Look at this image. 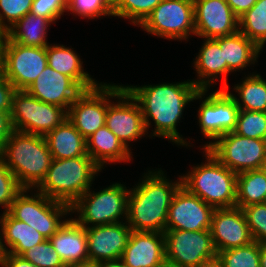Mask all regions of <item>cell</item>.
I'll return each instance as SVG.
<instances>
[{
    "label": "cell",
    "instance_id": "6da1fadb",
    "mask_svg": "<svg viewBox=\"0 0 266 267\" xmlns=\"http://www.w3.org/2000/svg\"><path fill=\"white\" fill-rule=\"evenodd\" d=\"M124 87L139 103L147 131L151 125L150 118L154 121L151 137H163L180 146L190 145L177 131V123L188 102L203 99L209 89H199L192 80Z\"/></svg>",
    "mask_w": 266,
    "mask_h": 267
},
{
    "label": "cell",
    "instance_id": "7a4b0ae2",
    "mask_svg": "<svg viewBox=\"0 0 266 267\" xmlns=\"http://www.w3.org/2000/svg\"><path fill=\"white\" fill-rule=\"evenodd\" d=\"M166 179L164 172L149 170L139 184L129 189L126 222L132 231L164 233L168 210L182 178Z\"/></svg>",
    "mask_w": 266,
    "mask_h": 267
},
{
    "label": "cell",
    "instance_id": "3957f363",
    "mask_svg": "<svg viewBox=\"0 0 266 267\" xmlns=\"http://www.w3.org/2000/svg\"><path fill=\"white\" fill-rule=\"evenodd\" d=\"M0 158L23 189H36L52 161L44 136L16 130L0 147Z\"/></svg>",
    "mask_w": 266,
    "mask_h": 267
},
{
    "label": "cell",
    "instance_id": "277c9868",
    "mask_svg": "<svg viewBox=\"0 0 266 267\" xmlns=\"http://www.w3.org/2000/svg\"><path fill=\"white\" fill-rule=\"evenodd\" d=\"M100 170L90 156L52 159L37 190L52 200L71 206L92 186Z\"/></svg>",
    "mask_w": 266,
    "mask_h": 267
},
{
    "label": "cell",
    "instance_id": "5b68a950",
    "mask_svg": "<svg viewBox=\"0 0 266 267\" xmlns=\"http://www.w3.org/2000/svg\"><path fill=\"white\" fill-rule=\"evenodd\" d=\"M203 150L207 163L181 175L182 186L214 208L235 207L237 174L220 163L208 149Z\"/></svg>",
    "mask_w": 266,
    "mask_h": 267
},
{
    "label": "cell",
    "instance_id": "8992f818",
    "mask_svg": "<svg viewBox=\"0 0 266 267\" xmlns=\"http://www.w3.org/2000/svg\"><path fill=\"white\" fill-rule=\"evenodd\" d=\"M90 190L89 188L70 206L71 213L76 211L79 214L74 219L78 224L89 228L119 223L123 217L126 220L129 189L125 185L114 183L96 193H91Z\"/></svg>",
    "mask_w": 266,
    "mask_h": 267
},
{
    "label": "cell",
    "instance_id": "52a82bcc",
    "mask_svg": "<svg viewBox=\"0 0 266 267\" xmlns=\"http://www.w3.org/2000/svg\"><path fill=\"white\" fill-rule=\"evenodd\" d=\"M30 189H23L7 211L13 218L25 222L46 239H49L67 220H61L70 211V205L52 200L42 193L28 195ZM26 193V194H25Z\"/></svg>",
    "mask_w": 266,
    "mask_h": 267
},
{
    "label": "cell",
    "instance_id": "ba28073f",
    "mask_svg": "<svg viewBox=\"0 0 266 267\" xmlns=\"http://www.w3.org/2000/svg\"><path fill=\"white\" fill-rule=\"evenodd\" d=\"M66 118L64 108L42 102L26 90H16L13 95L10 112L13 130L45 136Z\"/></svg>",
    "mask_w": 266,
    "mask_h": 267
},
{
    "label": "cell",
    "instance_id": "9c48e42d",
    "mask_svg": "<svg viewBox=\"0 0 266 267\" xmlns=\"http://www.w3.org/2000/svg\"><path fill=\"white\" fill-rule=\"evenodd\" d=\"M48 65L46 47L0 42V70L16 90H26Z\"/></svg>",
    "mask_w": 266,
    "mask_h": 267
},
{
    "label": "cell",
    "instance_id": "30bf717a",
    "mask_svg": "<svg viewBox=\"0 0 266 267\" xmlns=\"http://www.w3.org/2000/svg\"><path fill=\"white\" fill-rule=\"evenodd\" d=\"M229 170L238 174L262 169L266 161V140L240 136L228 132L202 147Z\"/></svg>",
    "mask_w": 266,
    "mask_h": 267
},
{
    "label": "cell",
    "instance_id": "8fae6325",
    "mask_svg": "<svg viewBox=\"0 0 266 267\" xmlns=\"http://www.w3.org/2000/svg\"><path fill=\"white\" fill-rule=\"evenodd\" d=\"M124 86L99 83L96 87L84 90L71 104L67 111L68 120L87 139L106 121L109 98H115Z\"/></svg>",
    "mask_w": 266,
    "mask_h": 267
},
{
    "label": "cell",
    "instance_id": "7c38bea8",
    "mask_svg": "<svg viewBox=\"0 0 266 267\" xmlns=\"http://www.w3.org/2000/svg\"><path fill=\"white\" fill-rule=\"evenodd\" d=\"M139 26L155 36L186 40L195 35L193 0H162Z\"/></svg>",
    "mask_w": 266,
    "mask_h": 267
},
{
    "label": "cell",
    "instance_id": "4fadbf2b",
    "mask_svg": "<svg viewBox=\"0 0 266 267\" xmlns=\"http://www.w3.org/2000/svg\"><path fill=\"white\" fill-rule=\"evenodd\" d=\"M164 235L168 262L183 267H198L217 259L210 230L166 229Z\"/></svg>",
    "mask_w": 266,
    "mask_h": 267
},
{
    "label": "cell",
    "instance_id": "5bb4252c",
    "mask_svg": "<svg viewBox=\"0 0 266 267\" xmlns=\"http://www.w3.org/2000/svg\"><path fill=\"white\" fill-rule=\"evenodd\" d=\"M239 108L233 96L226 90H217L202 101L198 110L201 133L216 140L236 127Z\"/></svg>",
    "mask_w": 266,
    "mask_h": 267
},
{
    "label": "cell",
    "instance_id": "9a60e30c",
    "mask_svg": "<svg viewBox=\"0 0 266 267\" xmlns=\"http://www.w3.org/2000/svg\"><path fill=\"white\" fill-rule=\"evenodd\" d=\"M116 98L117 103L110 102L107 106L105 125L130 150L128 143L147 132L144 117L139 103L126 88Z\"/></svg>",
    "mask_w": 266,
    "mask_h": 267
},
{
    "label": "cell",
    "instance_id": "2e32d148",
    "mask_svg": "<svg viewBox=\"0 0 266 267\" xmlns=\"http://www.w3.org/2000/svg\"><path fill=\"white\" fill-rule=\"evenodd\" d=\"M214 210L213 206L181 186L169 207L166 229L210 230Z\"/></svg>",
    "mask_w": 266,
    "mask_h": 267
},
{
    "label": "cell",
    "instance_id": "e0dca14e",
    "mask_svg": "<svg viewBox=\"0 0 266 267\" xmlns=\"http://www.w3.org/2000/svg\"><path fill=\"white\" fill-rule=\"evenodd\" d=\"M195 35L206 39L233 35L239 18L225 0H193Z\"/></svg>",
    "mask_w": 266,
    "mask_h": 267
},
{
    "label": "cell",
    "instance_id": "ac0fdd59",
    "mask_svg": "<svg viewBox=\"0 0 266 267\" xmlns=\"http://www.w3.org/2000/svg\"><path fill=\"white\" fill-rule=\"evenodd\" d=\"M216 252L251 244V235L243 210L239 207L215 208L211 228Z\"/></svg>",
    "mask_w": 266,
    "mask_h": 267
},
{
    "label": "cell",
    "instance_id": "d6986e66",
    "mask_svg": "<svg viewBox=\"0 0 266 267\" xmlns=\"http://www.w3.org/2000/svg\"><path fill=\"white\" fill-rule=\"evenodd\" d=\"M131 231L126 221L86 228L89 262L121 259Z\"/></svg>",
    "mask_w": 266,
    "mask_h": 267
},
{
    "label": "cell",
    "instance_id": "ffe728a7",
    "mask_svg": "<svg viewBox=\"0 0 266 267\" xmlns=\"http://www.w3.org/2000/svg\"><path fill=\"white\" fill-rule=\"evenodd\" d=\"M26 91L42 102L60 106L68 111L84 90L71 77L47 65Z\"/></svg>",
    "mask_w": 266,
    "mask_h": 267
},
{
    "label": "cell",
    "instance_id": "44dd1931",
    "mask_svg": "<svg viewBox=\"0 0 266 267\" xmlns=\"http://www.w3.org/2000/svg\"><path fill=\"white\" fill-rule=\"evenodd\" d=\"M121 260L125 267H157L166 260L165 235L131 231Z\"/></svg>",
    "mask_w": 266,
    "mask_h": 267
},
{
    "label": "cell",
    "instance_id": "7402d4cb",
    "mask_svg": "<svg viewBox=\"0 0 266 267\" xmlns=\"http://www.w3.org/2000/svg\"><path fill=\"white\" fill-rule=\"evenodd\" d=\"M49 240L66 266L89 262L86 228L74 219H67Z\"/></svg>",
    "mask_w": 266,
    "mask_h": 267
},
{
    "label": "cell",
    "instance_id": "603a6c76",
    "mask_svg": "<svg viewBox=\"0 0 266 267\" xmlns=\"http://www.w3.org/2000/svg\"><path fill=\"white\" fill-rule=\"evenodd\" d=\"M202 48L194 61L199 80H192L199 89H208L222 75V89L228 90L227 63L224 62L223 51L214 39H204Z\"/></svg>",
    "mask_w": 266,
    "mask_h": 267
},
{
    "label": "cell",
    "instance_id": "cb8c5ba5",
    "mask_svg": "<svg viewBox=\"0 0 266 267\" xmlns=\"http://www.w3.org/2000/svg\"><path fill=\"white\" fill-rule=\"evenodd\" d=\"M87 154L101 168L108 162L131 161V150L127 149L106 125L97 129L86 139Z\"/></svg>",
    "mask_w": 266,
    "mask_h": 267
},
{
    "label": "cell",
    "instance_id": "d4e9b609",
    "mask_svg": "<svg viewBox=\"0 0 266 267\" xmlns=\"http://www.w3.org/2000/svg\"><path fill=\"white\" fill-rule=\"evenodd\" d=\"M44 137L52 159L89 156L86 151V139L68 118Z\"/></svg>",
    "mask_w": 266,
    "mask_h": 267
},
{
    "label": "cell",
    "instance_id": "484cf974",
    "mask_svg": "<svg viewBox=\"0 0 266 267\" xmlns=\"http://www.w3.org/2000/svg\"><path fill=\"white\" fill-rule=\"evenodd\" d=\"M48 66L71 77L83 90L94 88L98 82L88 72H84L80 57L69 47L50 44L46 47Z\"/></svg>",
    "mask_w": 266,
    "mask_h": 267
},
{
    "label": "cell",
    "instance_id": "4316f807",
    "mask_svg": "<svg viewBox=\"0 0 266 267\" xmlns=\"http://www.w3.org/2000/svg\"><path fill=\"white\" fill-rule=\"evenodd\" d=\"M0 226L7 253L21 256L31 247L46 240L36 229L25 222L13 218L5 211L0 216Z\"/></svg>",
    "mask_w": 266,
    "mask_h": 267
},
{
    "label": "cell",
    "instance_id": "83f0119b",
    "mask_svg": "<svg viewBox=\"0 0 266 267\" xmlns=\"http://www.w3.org/2000/svg\"><path fill=\"white\" fill-rule=\"evenodd\" d=\"M214 40L223 51L224 62L227 63V74L254 64L260 54V48L239 31Z\"/></svg>",
    "mask_w": 266,
    "mask_h": 267
},
{
    "label": "cell",
    "instance_id": "f1b7e54d",
    "mask_svg": "<svg viewBox=\"0 0 266 267\" xmlns=\"http://www.w3.org/2000/svg\"><path fill=\"white\" fill-rule=\"evenodd\" d=\"M51 23L48 18L29 12L7 30L6 38L23 46L47 47V29Z\"/></svg>",
    "mask_w": 266,
    "mask_h": 267
},
{
    "label": "cell",
    "instance_id": "f546056e",
    "mask_svg": "<svg viewBox=\"0 0 266 267\" xmlns=\"http://www.w3.org/2000/svg\"><path fill=\"white\" fill-rule=\"evenodd\" d=\"M234 90L241 101L233 93H229L236 101L239 110L266 112V81L260 74L248 75L241 84H236Z\"/></svg>",
    "mask_w": 266,
    "mask_h": 267
},
{
    "label": "cell",
    "instance_id": "4dcf8cb0",
    "mask_svg": "<svg viewBox=\"0 0 266 267\" xmlns=\"http://www.w3.org/2000/svg\"><path fill=\"white\" fill-rule=\"evenodd\" d=\"M266 197V173L262 169L237 174L236 207L263 203Z\"/></svg>",
    "mask_w": 266,
    "mask_h": 267
},
{
    "label": "cell",
    "instance_id": "1f68e13d",
    "mask_svg": "<svg viewBox=\"0 0 266 267\" xmlns=\"http://www.w3.org/2000/svg\"><path fill=\"white\" fill-rule=\"evenodd\" d=\"M239 32L253 41L262 51L266 43V0H257L239 17Z\"/></svg>",
    "mask_w": 266,
    "mask_h": 267
},
{
    "label": "cell",
    "instance_id": "d6a6232c",
    "mask_svg": "<svg viewBox=\"0 0 266 267\" xmlns=\"http://www.w3.org/2000/svg\"><path fill=\"white\" fill-rule=\"evenodd\" d=\"M217 260L221 267H260V243L220 251Z\"/></svg>",
    "mask_w": 266,
    "mask_h": 267
},
{
    "label": "cell",
    "instance_id": "836d02e7",
    "mask_svg": "<svg viewBox=\"0 0 266 267\" xmlns=\"http://www.w3.org/2000/svg\"><path fill=\"white\" fill-rule=\"evenodd\" d=\"M233 132L247 138L266 140V112L239 110Z\"/></svg>",
    "mask_w": 266,
    "mask_h": 267
},
{
    "label": "cell",
    "instance_id": "e575fe53",
    "mask_svg": "<svg viewBox=\"0 0 266 267\" xmlns=\"http://www.w3.org/2000/svg\"><path fill=\"white\" fill-rule=\"evenodd\" d=\"M162 0H121L113 15L128 18L134 25H140Z\"/></svg>",
    "mask_w": 266,
    "mask_h": 267
},
{
    "label": "cell",
    "instance_id": "d590c367",
    "mask_svg": "<svg viewBox=\"0 0 266 267\" xmlns=\"http://www.w3.org/2000/svg\"><path fill=\"white\" fill-rule=\"evenodd\" d=\"M21 256L37 267H67L49 239L31 247Z\"/></svg>",
    "mask_w": 266,
    "mask_h": 267
},
{
    "label": "cell",
    "instance_id": "8d00e7d4",
    "mask_svg": "<svg viewBox=\"0 0 266 267\" xmlns=\"http://www.w3.org/2000/svg\"><path fill=\"white\" fill-rule=\"evenodd\" d=\"M242 210L254 241L266 243V205L250 204Z\"/></svg>",
    "mask_w": 266,
    "mask_h": 267
},
{
    "label": "cell",
    "instance_id": "74e56055",
    "mask_svg": "<svg viewBox=\"0 0 266 267\" xmlns=\"http://www.w3.org/2000/svg\"><path fill=\"white\" fill-rule=\"evenodd\" d=\"M32 2L33 0H0V23L3 28L7 31L27 15L31 11Z\"/></svg>",
    "mask_w": 266,
    "mask_h": 267
},
{
    "label": "cell",
    "instance_id": "f35d334b",
    "mask_svg": "<svg viewBox=\"0 0 266 267\" xmlns=\"http://www.w3.org/2000/svg\"><path fill=\"white\" fill-rule=\"evenodd\" d=\"M67 11L80 17L96 19L100 16H114L113 11L104 0H70L67 2Z\"/></svg>",
    "mask_w": 266,
    "mask_h": 267
},
{
    "label": "cell",
    "instance_id": "ab89813d",
    "mask_svg": "<svg viewBox=\"0 0 266 267\" xmlns=\"http://www.w3.org/2000/svg\"><path fill=\"white\" fill-rule=\"evenodd\" d=\"M23 190L11 170L0 158V206L7 212L16 196Z\"/></svg>",
    "mask_w": 266,
    "mask_h": 267
},
{
    "label": "cell",
    "instance_id": "60d3db41",
    "mask_svg": "<svg viewBox=\"0 0 266 267\" xmlns=\"http://www.w3.org/2000/svg\"><path fill=\"white\" fill-rule=\"evenodd\" d=\"M66 10V0H33L30 13L48 18L55 23Z\"/></svg>",
    "mask_w": 266,
    "mask_h": 267
},
{
    "label": "cell",
    "instance_id": "b9f144b4",
    "mask_svg": "<svg viewBox=\"0 0 266 267\" xmlns=\"http://www.w3.org/2000/svg\"><path fill=\"white\" fill-rule=\"evenodd\" d=\"M15 87L7 80L0 70V111L11 112L12 98L15 93Z\"/></svg>",
    "mask_w": 266,
    "mask_h": 267
},
{
    "label": "cell",
    "instance_id": "7bdbcfd3",
    "mask_svg": "<svg viewBox=\"0 0 266 267\" xmlns=\"http://www.w3.org/2000/svg\"><path fill=\"white\" fill-rule=\"evenodd\" d=\"M12 131L10 113L0 111V147L9 138Z\"/></svg>",
    "mask_w": 266,
    "mask_h": 267
},
{
    "label": "cell",
    "instance_id": "ee69618b",
    "mask_svg": "<svg viewBox=\"0 0 266 267\" xmlns=\"http://www.w3.org/2000/svg\"><path fill=\"white\" fill-rule=\"evenodd\" d=\"M2 267H37L30 261L24 259L20 255H15L12 253H7L3 258Z\"/></svg>",
    "mask_w": 266,
    "mask_h": 267
},
{
    "label": "cell",
    "instance_id": "f6af8a7d",
    "mask_svg": "<svg viewBox=\"0 0 266 267\" xmlns=\"http://www.w3.org/2000/svg\"><path fill=\"white\" fill-rule=\"evenodd\" d=\"M231 9L233 10L234 14L239 18L245 12H247L257 0H225Z\"/></svg>",
    "mask_w": 266,
    "mask_h": 267
},
{
    "label": "cell",
    "instance_id": "bcb514c9",
    "mask_svg": "<svg viewBox=\"0 0 266 267\" xmlns=\"http://www.w3.org/2000/svg\"><path fill=\"white\" fill-rule=\"evenodd\" d=\"M97 267H125L121 259L97 262Z\"/></svg>",
    "mask_w": 266,
    "mask_h": 267
},
{
    "label": "cell",
    "instance_id": "7dc6e473",
    "mask_svg": "<svg viewBox=\"0 0 266 267\" xmlns=\"http://www.w3.org/2000/svg\"><path fill=\"white\" fill-rule=\"evenodd\" d=\"M260 267H266V243H260Z\"/></svg>",
    "mask_w": 266,
    "mask_h": 267
},
{
    "label": "cell",
    "instance_id": "c3c4849f",
    "mask_svg": "<svg viewBox=\"0 0 266 267\" xmlns=\"http://www.w3.org/2000/svg\"><path fill=\"white\" fill-rule=\"evenodd\" d=\"M2 238H3L2 229H0V266L2 264L3 258L7 254V251H6L5 247H4Z\"/></svg>",
    "mask_w": 266,
    "mask_h": 267
},
{
    "label": "cell",
    "instance_id": "681fc988",
    "mask_svg": "<svg viewBox=\"0 0 266 267\" xmlns=\"http://www.w3.org/2000/svg\"><path fill=\"white\" fill-rule=\"evenodd\" d=\"M106 5L113 11L121 2V0H104Z\"/></svg>",
    "mask_w": 266,
    "mask_h": 267
},
{
    "label": "cell",
    "instance_id": "f907efd6",
    "mask_svg": "<svg viewBox=\"0 0 266 267\" xmlns=\"http://www.w3.org/2000/svg\"><path fill=\"white\" fill-rule=\"evenodd\" d=\"M67 267H97V263L86 262V263L72 264V265H69Z\"/></svg>",
    "mask_w": 266,
    "mask_h": 267
},
{
    "label": "cell",
    "instance_id": "816d5d0a",
    "mask_svg": "<svg viewBox=\"0 0 266 267\" xmlns=\"http://www.w3.org/2000/svg\"><path fill=\"white\" fill-rule=\"evenodd\" d=\"M198 267H221L220 262L216 259L206 264L200 265Z\"/></svg>",
    "mask_w": 266,
    "mask_h": 267
},
{
    "label": "cell",
    "instance_id": "f5cc1de1",
    "mask_svg": "<svg viewBox=\"0 0 266 267\" xmlns=\"http://www.w3.org/2000/svg\"><path fill=\"white\" fill-rule=\"evenodd\" d=\"M157 267H183V266H180V265H177V264H174V263H171V262H168L167 260H165L163 263H161Z\"/></svg>",
    "mask_w": 266,
    "mask_h": 267
},
{
    "label": "cell",
    "instance_id": "db71d44e",
    "mask_svg": "<svg viewBox=\"0 0 266 267\" xmlns=\"http://www.w3.org/2000/svg\"><path fill=\"white\" fill-rule=\"evenodd\" d=\"M7 36V31L3 28L0 23V42Z\"/></svg>",
    "mask_w": 266,
    "mask_h": 267
},
{
    "label": "cell",
    "instance_id": "11a10c76",
    "mask_svg": "<svg viewBox=\"0 0 266 267\" xmlns=\"http://www.w3.org/2000/svg\"><path fill=\"white\" fill-rule=\"evenodd\" d=\"M262 170L266 173V161L263 164Z\"/></svg>",
    "mask_w": 266,
    "mask_h": 267
}]
</instances>
